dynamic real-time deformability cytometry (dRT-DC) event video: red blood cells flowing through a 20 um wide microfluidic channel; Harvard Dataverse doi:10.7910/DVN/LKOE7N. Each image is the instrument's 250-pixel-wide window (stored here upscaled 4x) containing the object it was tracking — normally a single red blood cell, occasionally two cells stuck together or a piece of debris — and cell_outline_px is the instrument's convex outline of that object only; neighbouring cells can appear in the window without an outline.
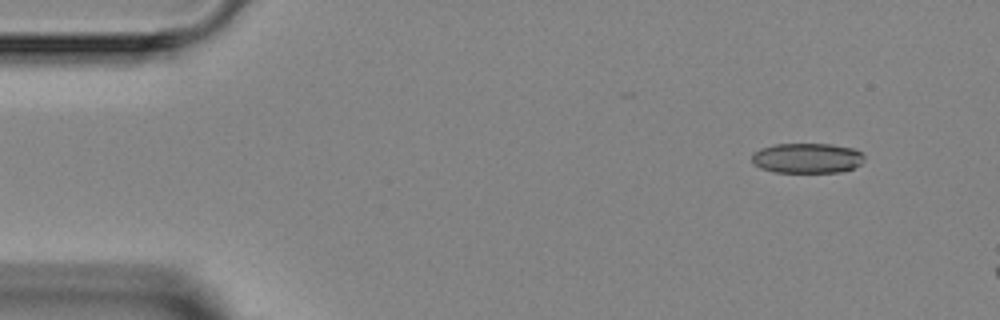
{"species": "Egyptian fruit bat (a non-hibernating species)", "species_latin": "Rousettus aegyptiacus", "temperature_condition": "room temperature", "stored_images_in_passage": 3, "camera_frame_rate_fps": 3000, "um_per_image_px": 0.085, "animal": {"sex": "female"}, "frame": {"image": 1, "passage_image": 1, "time_ms": 0.0, "image_size_px": [1000, 320], "cell_outline_px": [[864, 160], [860, 164], [852, 168], [840, 172], [776, 172], [760, 168], [752, 164], [752, 152], [760, 148], [776, 144], [832, 144], [856, 148], [864, 156]], "centroid_in_image_um": [68.59, 13.43], "position_along_channel_um": 16.4, "area_um2": 19.88}}